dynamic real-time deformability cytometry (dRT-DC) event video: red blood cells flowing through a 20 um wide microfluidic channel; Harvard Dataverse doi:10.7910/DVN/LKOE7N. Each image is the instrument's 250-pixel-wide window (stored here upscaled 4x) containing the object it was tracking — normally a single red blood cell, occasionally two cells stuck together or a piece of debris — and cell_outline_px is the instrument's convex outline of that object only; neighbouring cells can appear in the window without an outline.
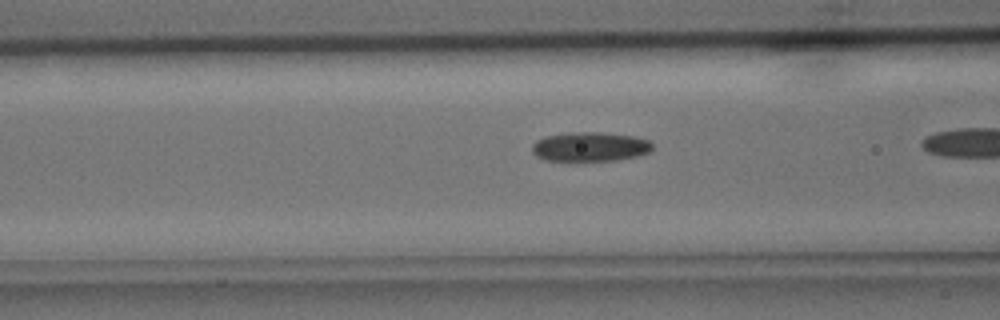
{"species": "common noctule bat (a hibernating species)", "species_latin": "Nyctalus noctula", "temperature_condition": "cold", "stored_images_in_passage": 32, "camera_frame_rate_fps": 3000, "um_per_image_px": 0.085, "animal": {"sex": "male", "body_mass_g": 15.6}, "frame": {"image": 1, "passage_image": 15, "time_ms": 4.667, "image_size_px": [1000, 320], "cell_outline_px": [[652, 148], [648, 152], [636, 156], [616, 160], [548, 160], [536, 156], [532, 152], [532, 144], [536, 140], [544, 136], [572, 132], [600, 132], [632, 136], [648, 140], [652, 144]], "centroid_in_image_um": [50.12, 12.46], "position_along_channel_um": 116.5, "area_um2": 20.35}}